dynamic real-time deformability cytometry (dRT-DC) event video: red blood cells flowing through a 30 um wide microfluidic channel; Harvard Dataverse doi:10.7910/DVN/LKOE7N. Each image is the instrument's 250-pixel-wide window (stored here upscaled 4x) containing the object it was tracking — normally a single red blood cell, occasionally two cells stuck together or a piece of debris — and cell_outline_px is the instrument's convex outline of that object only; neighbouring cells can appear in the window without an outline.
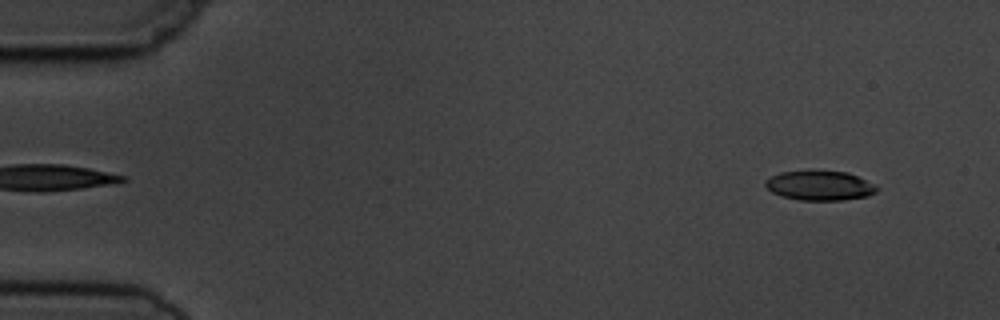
{"species": "common noctule bat (a hibernating species)", "species_latin": "Nyctalus noctula", "temperature_condition": "cold", "stored_images_in_passage": 4, "camera_frame_rate_fps": 3000, "um_per_image_px": 0.085, "animal": {"sex": "male", "body_mass_g": 19.5, "forearm_length_mm": 54.6}, "frame": {"image": 1, "passage_image": 1, "time_ms": 0.0, "image_size_px": [1000, 320], "cell_outline_px": [[880, 188], [876, 192], [868, 196], [840, 200], [800, 200], [780, 196], [772, 192], [764, 184], [764, 180], [780, 172], [848, 172], [876, 184]], "centroid_in_image_um": [69.7, 15.79], "position_along_channel_um": 15.3, "area_um2": 19.02}}
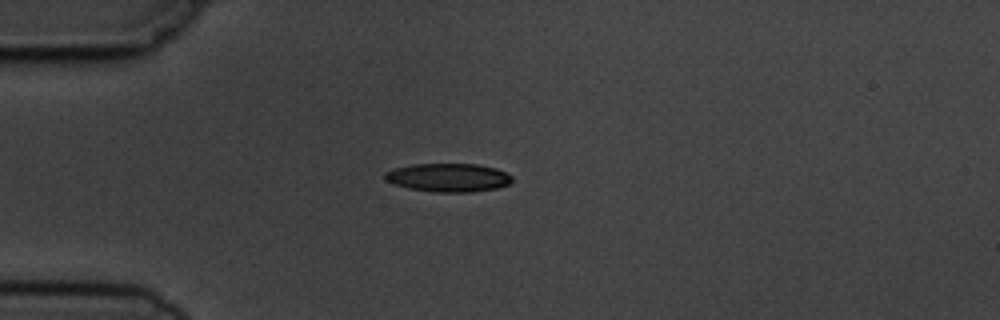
{"frame": {"image": 2, "passage_image": 4, "time_ms": 3.333, "image_size_px": [1000, 320], "cell_outline_px": [[512, 180], [508, 184], [496, 188], [472, 192], [436, 192], [408, 188], [384, 180], [384, 172], [392, 168], [412, 164], [476, 164], [496, 168], [512, 176]], "centroid_in_image_um": [38.07, 15.09], "position_along_channel_um": 46.9, "area_um2": 21.1}}